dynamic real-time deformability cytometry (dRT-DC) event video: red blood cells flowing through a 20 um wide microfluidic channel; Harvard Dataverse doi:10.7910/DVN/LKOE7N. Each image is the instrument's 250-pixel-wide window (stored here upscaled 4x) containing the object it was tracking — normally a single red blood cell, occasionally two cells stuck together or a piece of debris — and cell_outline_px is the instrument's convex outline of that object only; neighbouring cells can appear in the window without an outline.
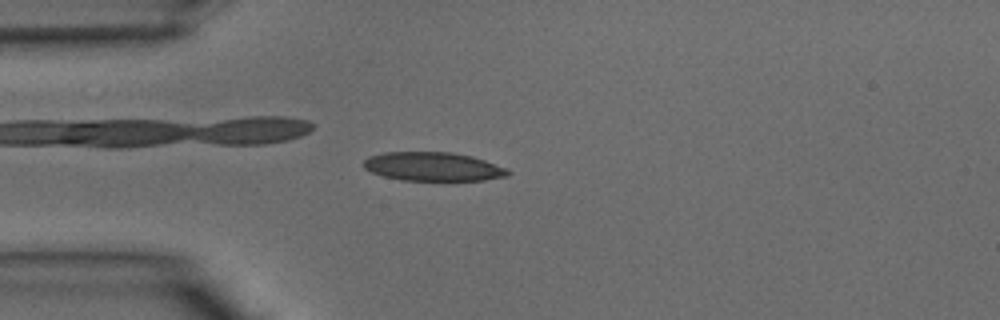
{"species": "common noctule bat (a hibernating species)", "species_latin": "Nyctalus noctula", "temperature_condition": "warm", "stored_images_in_passage": 30, "camera_frame_rate_fps": 3000, "um_per_image_px": 0.085, "animal": {"sex": "male", "body_mass_g": 15.6}, "frame": {"image": 1, "passage_image": 1, "time_ms": 0.0, "image_size_px": [1000, 320], "cell_outline_px": [[512, 172], [508, 176], [484, 180], [400, 180], [384, 176], [372, 172], [364, 168], [364, 160], [368, 156], [384, 152], [452, 152], [472, 156], [484, 160], [504, 168]], "centroid_in_image_um": [36.79, 14.15], "position_along_channel_um": 48.2, "area_um2": 24.1}}
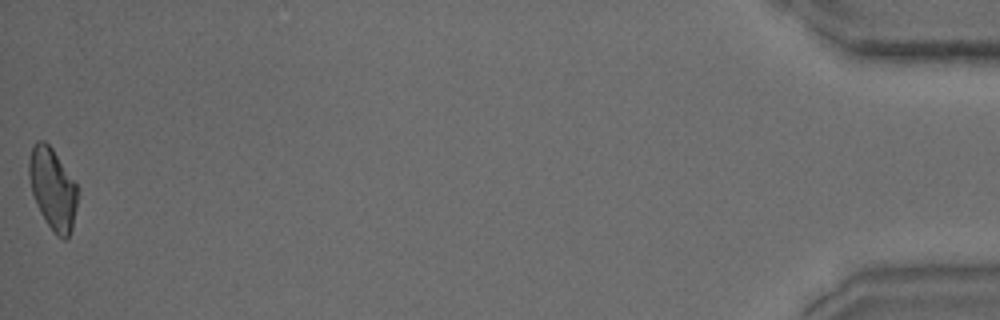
{"frame": {"image": 2, "passage_image": 30, "time_ms": 9.667, "image_size_px": [1000, 320], "cell_outline_px": [[80, 192], [72, 228], [68, 236], [64, 240], [56, 236], [40, 212], [36, 204], [32, 192], [28, 176], [28, 160], [32, 148], [36, 140], [44, 140], [52, 148], [76, 184]], "centroid_in_image_um": [4.48, 16.05], "position_along_channel_um": 430.7, "area_um2": 23.18}}